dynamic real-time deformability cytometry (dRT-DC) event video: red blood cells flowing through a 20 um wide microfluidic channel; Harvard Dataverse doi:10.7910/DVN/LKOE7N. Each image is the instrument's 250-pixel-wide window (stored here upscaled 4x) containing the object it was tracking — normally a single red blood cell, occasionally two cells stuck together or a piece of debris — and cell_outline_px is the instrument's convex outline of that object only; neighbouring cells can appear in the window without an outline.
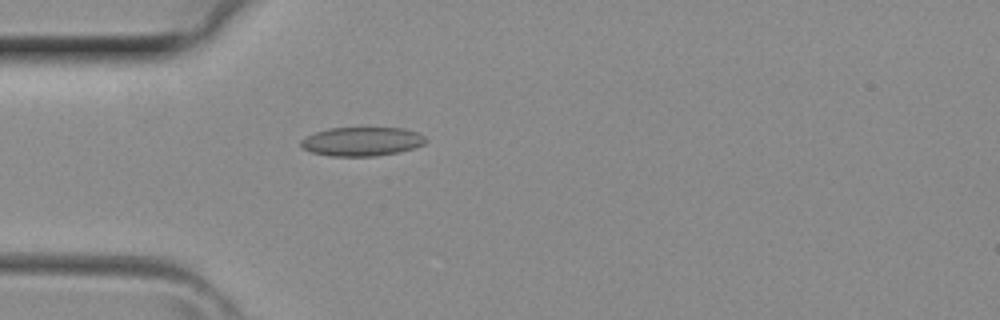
{"species": "common noctule bat (a hibernating species)", "species_latin": "Nyctalus noctula", "temperature_condition": "room temperature", "stored_images_in_passage": 2, "camera_frame_rate_fps": 3000, "um_per_image_px": 0.085, "animal": {"sex": "female", "body_mass_g": 29.2, "forearm_length_mm": 56.3}, "frame": {"image": 1, "passage_image": 2, "time_ms": 0.333, "image_size_px": [1000, 320], "cell_outline_px": [[428, 140], [424, 144], [400, 152], [376, 156], [332, 156], [312, 152], [300, 148], [300, 140], [316, 132], [328, 128], [404, 128], [416, 132], [424, 136]], "centroid_in_image_um": [30.76, 12.03], "position_along_channel_um": 54.2, "area_um2": 21.04}}